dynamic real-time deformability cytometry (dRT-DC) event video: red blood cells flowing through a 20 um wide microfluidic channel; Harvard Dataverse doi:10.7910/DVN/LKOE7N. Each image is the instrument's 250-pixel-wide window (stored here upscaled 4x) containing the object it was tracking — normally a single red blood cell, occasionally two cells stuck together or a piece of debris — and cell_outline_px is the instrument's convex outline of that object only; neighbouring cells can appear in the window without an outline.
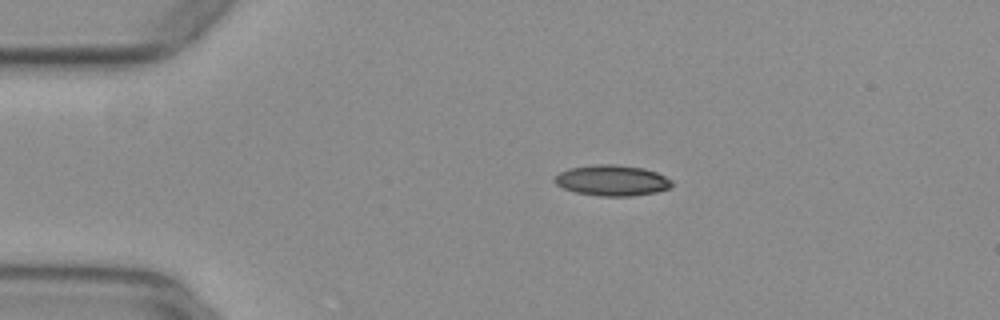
{"species": "common noctule bat (a hibernating species)", "species_latin": "Nyctalus noctula", "temperature_condition": "warm", "stored_images_in_passage": 40, "camera_frame_rate_fps": 3000, "um_per_image_px": 0.085, "animal": {"sex": "female", "body_mass_g": 29.2, "forearm_length_mm": 56.3}, "frame": {"image": 1, "passage_image": 1, "time_ms": 0.0, "image_size_px": [1000, 320], "cell_outline_px": [[672, 184], [668, 188], [656, 192], [632, 196], [596, 196], [576, 192], [564, 188], [556, 184], [552, 180], [560, 172], [568, 168], [596, 164], [616, 164], [644, 168], [656, 172], [672, 180]], "centroid_in_image_um": [52.0, 15.33], "position_along_channel_um": 33.0, "area_um2": 21.04}}
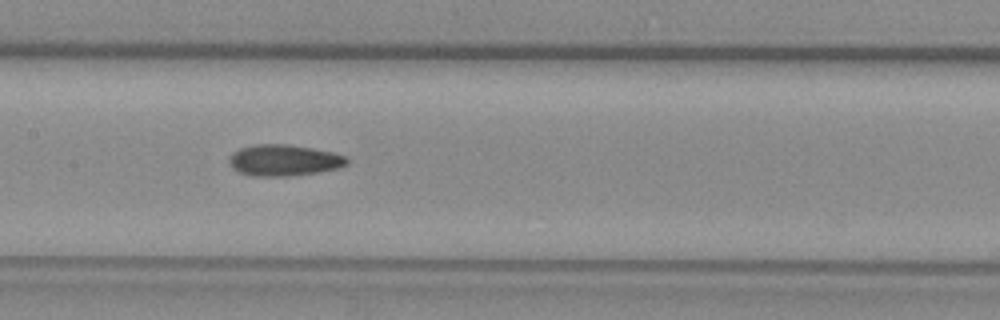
{"frame": {"image": 2, "passage_image": 16, "time_ms": 5.0, "image_size_px": [1000, 320], "cell_outline_px": [[348, 164], [340, 168], [316, 172], [288, 176], [252, 176], [240, 172], [232, 168], [228, 164], [228, 156], [232, 152], [240, 148], [256, 144], [284, 144], [312, 148], [336, 152], [344, 156], [348, 160]], "centroid_in_image_um": [24.11, 13.62], "position_along_channel_um": 183.3, "area_um2": 21.62}}
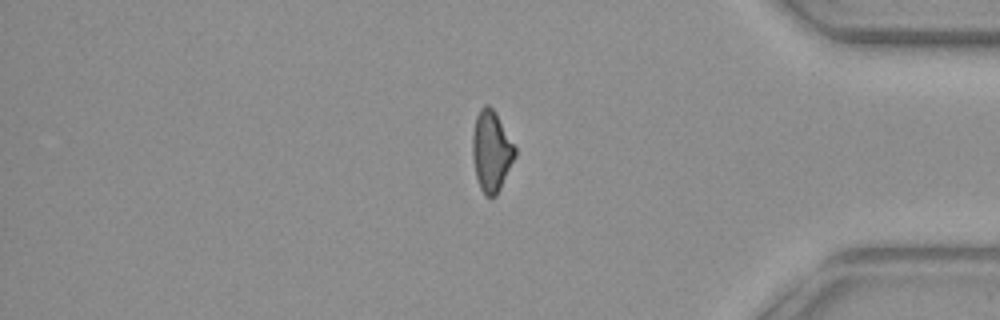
{"frame": {"image": 3, "passage_image": 34, "time_ms": 11.0, "image_size_px": [1000, 320], "cell_outline_px": [[516, 156], [496, 196], [492, 200], [484, 196], [480, 188], [476, 176], [472, 156], [472, 136], [476, 116], [480, 108], [484, 104], [488, 104], [496, 112], [516, 148]], "centroid_in_image_um": [41.76, 12.86], "position_along_channel_um": 393.4, "area_um2": 20.23}, "authors_computed_cell_mechanics": {"area_um2": 20.7213, "velocity_mm_per_s": 3.9664, "shape_relaxation_time_tau1_ms": null, "shape_relaxation_time_tau2_ms": 3.7101, "deformation_change_tau1": null, "deformation_change_tau2": 0.1121}}